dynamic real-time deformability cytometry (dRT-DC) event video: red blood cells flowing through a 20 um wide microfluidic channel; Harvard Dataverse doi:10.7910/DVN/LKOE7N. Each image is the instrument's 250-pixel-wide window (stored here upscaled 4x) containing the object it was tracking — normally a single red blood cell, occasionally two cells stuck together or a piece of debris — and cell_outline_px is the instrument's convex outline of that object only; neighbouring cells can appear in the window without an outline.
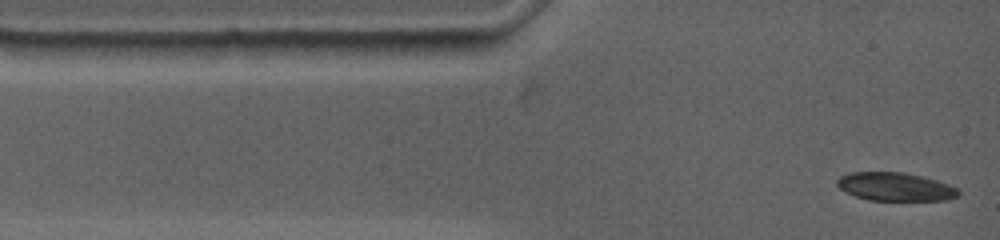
{"species": "common noctule bat (a hibernating species)", "species_latin": "Nyctalus noctula", "temperature_condition": "warm", "stored_images_in_passage": 66, "camera_frame_rate_fps": 4500, "um_per_image_px": 0.085, "animal": {"sex": "female", "body_mass_g": 19.0, "forearm_length_mm": 53.3}, "frame": {"image": 1, "passage_image": 1, "time_ms": 0.0, "image_size_px": [1000, 240], "cell_outline_px": [[960, 196], [944, 200], [868, 200], [844, 192], [836, 184], [836, 180], [840, 176], [852, 172], [904, 172], [936, 180], [960, 188]], "centroid_in_image_um": [76.11, 15.87], "position_along_channel_um": 8.9, "area_um2": 20.11}}
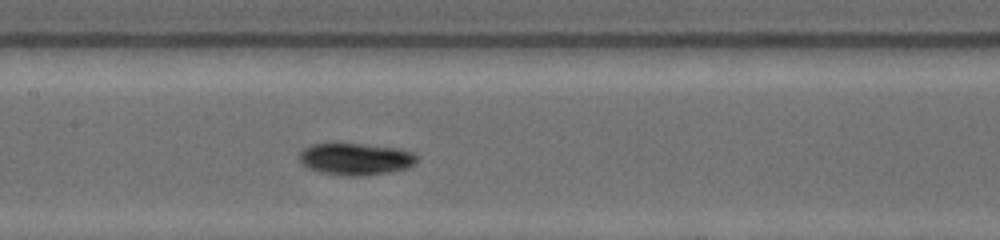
{"frame": {"image": 2, "passage_image": 29, "time_ms": 5.556, "image_size_px": [1000, 240], "cell_outline_px": [[420, 156], [416, 164], [408, 168], [388, 172], [364, 176], [344, 176], [324, 172], [308, 168], [300, 160], [300, 152], [304, 148], [312, 144], [336, 140], [400, 148], [412, 152]], "centroid_in_image_um": [30.26, 13.46], "position_along_channel_um": 177.1, "area_um2": 22.77}}
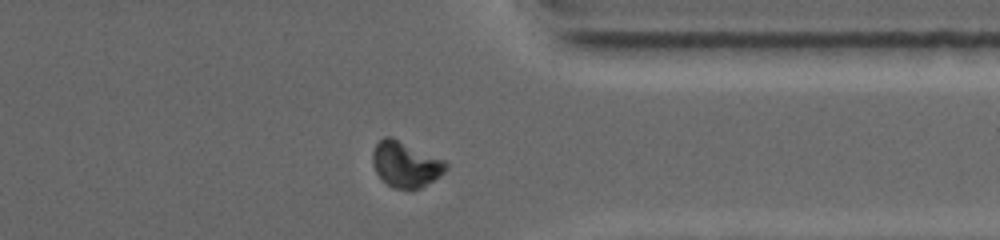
{"frame": {"image": 3, "passage_image": 57, "time_ms": 11.111, "image_size_px": [1000, 240], "cell_outline_px": [[448, 168], [444, 172], [420, 188], [392, 188], [376, 172], [372, 164], [372, 152], [376, 144], [384, 136], [392, 136], [444, 160], [448, 164]], "centroid_in_image_um": [34.45, 13.93], "position_along_channel_um": 376.9, "area_um2": 19.31}, "authors_computed_cell_mechanics": {"area_um2": 20.8658, "velocity_mm_per_s": 3.6907, "shape_relaxation_time_tau1_ms": 2.6664, "shape_relaxation_time_tau2_ms": null, "deformation_change_tau1": 0.1408, "deformation_change_tau2": null}}